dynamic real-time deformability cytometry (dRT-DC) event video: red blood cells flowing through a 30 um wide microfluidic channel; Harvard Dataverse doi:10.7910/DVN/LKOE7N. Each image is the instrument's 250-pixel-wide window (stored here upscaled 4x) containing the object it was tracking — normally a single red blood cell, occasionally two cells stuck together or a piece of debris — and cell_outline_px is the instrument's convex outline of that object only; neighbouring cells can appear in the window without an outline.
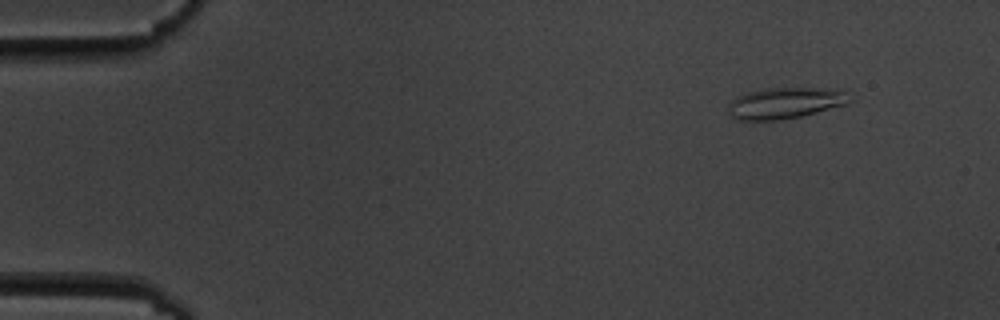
{"species": "common noctule bat (a hibernating species)", "species_latin": "Nyctalus noctula", "temperature_condition": "cold", "stored_images_in_passage": 5, "camera_frame_rate_fps": 3000, "um_per_image_px": 0.085, "animal": {"sex": "male", "body_mass_g": 19.5, "forearm_length_mm": 54.6}, "frame": {"image": 1, "passage_image": 2, "time_ms": 1.0, "image_size_px": [1000, 320], "cell_outline_px": [[856, 100], [848, 104], [800, 116], [780, 120], [740, 120], [732, 116], [728, 112], [728, 104], [736, 96], [748, 92], [768, 88], [840, 88], [848, 92]], "centroid_in_image_um": [66.83, 8.74], "position_along_channel_um": 18.2, "area_um2": 22.43}}
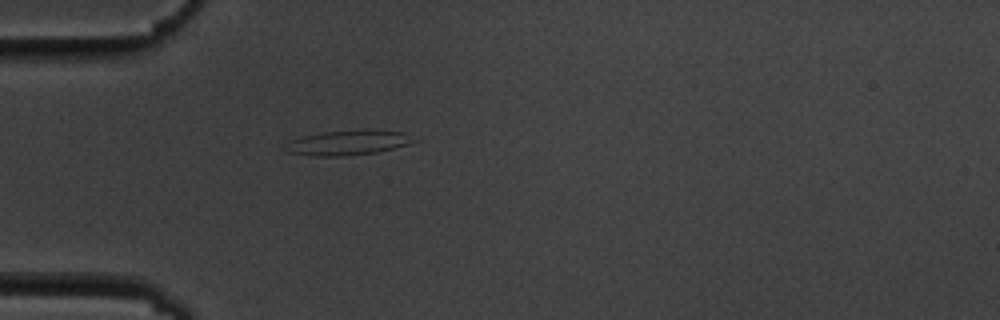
{"frame": {"image": 2, "passage_image": 5, "time_ms": 4.667, "image_size_px": [1000, 320], "cell_outline_px": [[420, 140], [408, 144], [376, 152], [344, 156], [316, 156], [284, 152], [284, 148], [288, 140], [304, 136], [324, 132], [364, 128], [368, 128], [404, 132]], "centroid_in_image_um": [29.59, 12.1], "position_along_channel_um": 55.4, "area_um2": 19.02}}